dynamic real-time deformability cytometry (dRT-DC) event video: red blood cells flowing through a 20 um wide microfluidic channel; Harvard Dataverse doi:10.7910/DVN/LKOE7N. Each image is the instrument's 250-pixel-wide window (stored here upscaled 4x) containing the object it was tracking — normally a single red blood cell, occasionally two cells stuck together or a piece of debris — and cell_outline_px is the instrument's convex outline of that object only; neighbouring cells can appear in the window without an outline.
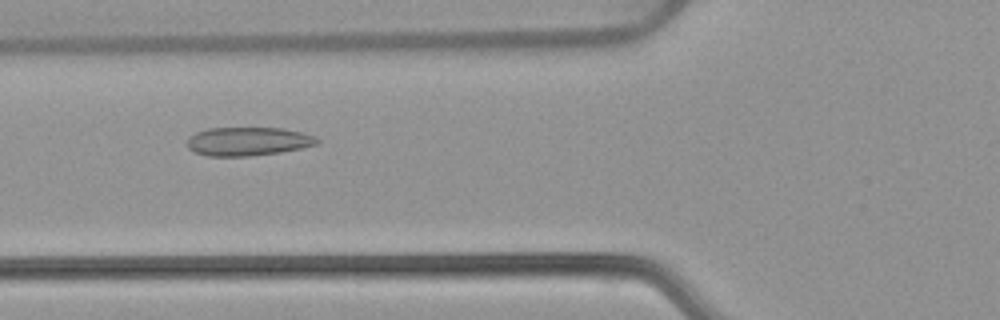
{"species": "common noctule bat (a hibernating species)", "species_latin": "Nyctalus noctula", "temperature_condition": "warm", "stored_images_in_passage": 53, "camera_frame_rate_fps": 3000, "um_per_image_px": 0.085, "animal": {"sex": "female", "body_mass_g": 22.7, "forearm_length_mm": 54.2}, "frame": {"image": 1, "passage_image": 20, "time_ms": 6.333, "image_size_px": [1000, 320], "cell_outline_px": [[320, 140], [316, 144], [300, 148], [280, 152], [248, 156], [208, 156], [192, 152], [188, 148], [188, 136], [196, 132], [208, 128], [284, 128], [304, 132]], "centroid_in_image_um": [21.04, 12.01], "position_along_channel_um": 104.8, "area_um2": 21.68}}
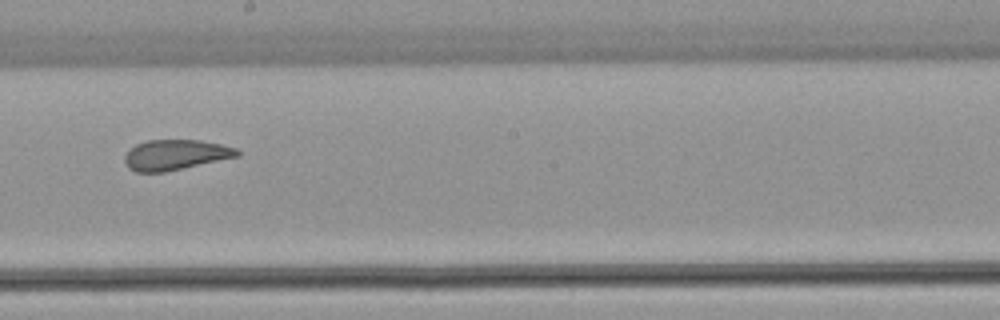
{"frame": {"image": 2, "passage_image": 30, "time_ms": 9.667, "image_size_px": [1000, 320], "cell_outline_px": [[240, 156], [164, 172], [136, 172], [128, 168], [124, 160], [124, 156], [136, 144], [148, 140], [200, 140], [220, 144], [236, 148], [240, 152]], "centroid_in_image_um": [14.92, 13.16], "position_along_channel_um": 233.3, "area_um2": 19.77}}
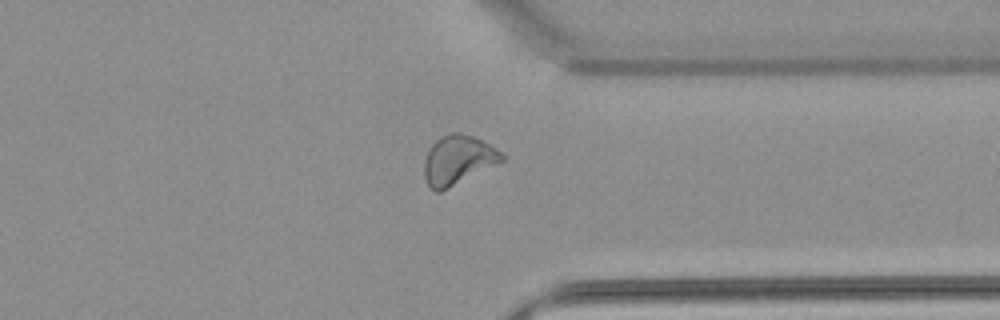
{"frame": {"image": 3, "passage_image": 41, "time_ms": 13.333, "image_size_px": [1000, 320], "cell_outline_px": [[504, 160], [440, 192], [436, 192], [428, 184], [424, 176], [424, 160], [432, 144], [440, 136], [452, 132], [460, 132], [472, 136], [488, 144], [500, 152], [504, 156]], "centroid_in_image_um": [38.89, 13.59], "position_along_channel_um": 372.5, "area_um2": 21.79}, "authors_computed_cell_mechanics": {"area_um2": 22.4842, "velocity_mm_per_s": 3.8577, "shape_relaxation_time_tau1_ms": null, "shape_relaxation_time_tau2_ms": 1.1603, "deformation_change_tau1": null, "deformation_change_tau2": 0.0836}}